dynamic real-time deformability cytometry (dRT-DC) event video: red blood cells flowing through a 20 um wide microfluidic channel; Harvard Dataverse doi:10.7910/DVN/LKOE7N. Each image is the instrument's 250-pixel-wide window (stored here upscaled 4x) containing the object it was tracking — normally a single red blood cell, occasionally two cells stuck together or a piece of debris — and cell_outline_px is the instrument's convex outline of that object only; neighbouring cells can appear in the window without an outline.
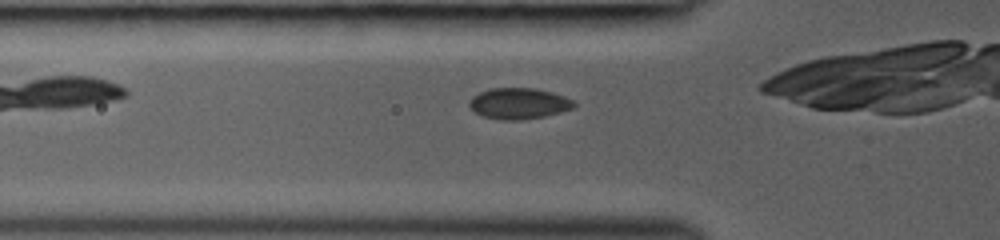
{"species": "common noctule bat (a hibernating species)", "species_latin": "Nyctalus noctula", "temperature_condition": "room temperature", "stored_images_in_passage": 18, "camera_frame_rate_fps": 3000, "um_per_image_px": 0.085, "animal": {"sex": "female", "body_mass_g": 19.0, "forearm_length_mm": 53.3}, "frame": {"image": 1, "passage_image": 2, "time_ms": 0.333, "image_size_px": [1000, 240], "cell_outline_px": [[576, 108], [544, 116], [520, 120], [500, 120], [480, 116], [468, 104], [468, 100], [472, 96], [480, 92], [492, 88], [536, 88], [552, 92], [576, 100]], "centroid_in_image_um": [44.12, 8.79], "position_along_channel_um": 81.7, "area_um2": 19.19}}
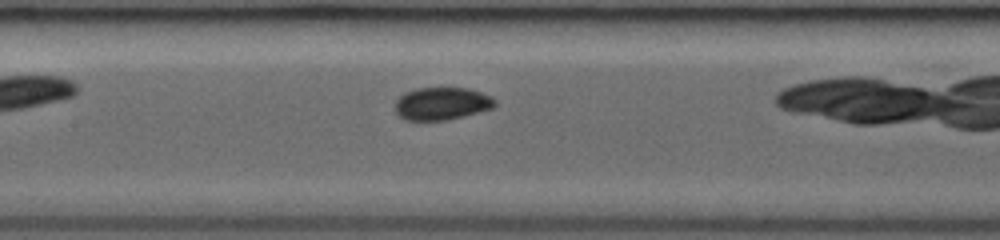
{"frame": {"image": 2, "passage_image": 8, "time_ms": 2.333, "image_size_px": [1000, 240], "cell_outline_px": [[496, 104], [492, 108], [464, 116], [448, 120], [404, 120], [396, 112], [396, 100], [404, 92], [416, 88], [468, 88], [492, 96], [496, 100]], "centroid_in_image_um": [37.56, 8.8], "position_along_channel_um": 169.8, "area_um2": 19.02}}
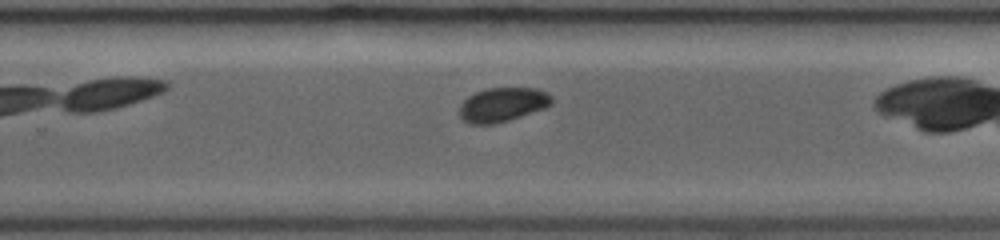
{"frame": {"image": 3, "passage_image": 16, "time_ms": 5.0, "image_size_px": [1000, 240], "cell_outline_px": [[552, 104], [544, 108], [508, 120], [492, 124], [468, 124], [460, 116], [460, 104], [468, 96], [476, 92], [488, 88], [536, 88], [548, 92], [552, 96]], "centroid_in_image_um": [42.72, 8.88], "position_along_channel_um": 287.1, "area_um2": 18.26}}